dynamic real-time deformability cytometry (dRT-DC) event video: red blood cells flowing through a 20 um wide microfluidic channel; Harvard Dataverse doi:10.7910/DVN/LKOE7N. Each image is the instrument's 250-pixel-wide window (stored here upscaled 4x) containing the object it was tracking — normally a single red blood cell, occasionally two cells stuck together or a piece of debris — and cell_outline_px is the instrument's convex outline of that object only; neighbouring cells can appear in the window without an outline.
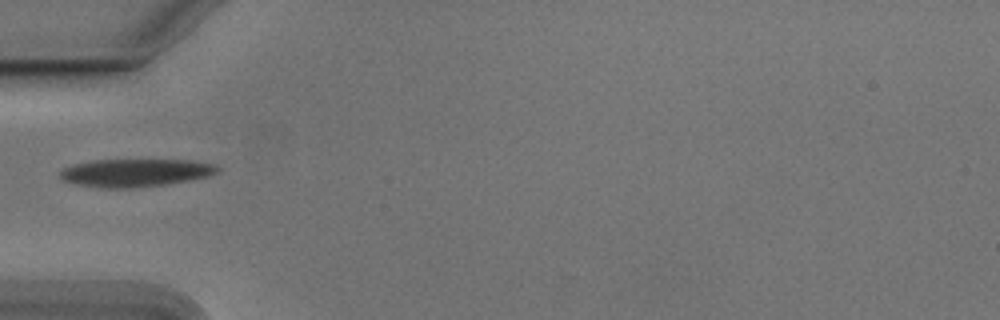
{"species": "Egyptian fruit bat (a non-hibernating species)", "species_latin": "Rousettus aegyptiacus", "temperature_condition": "cold", "stored_images_in_passage": 37, "camera_frame_rate_fps": 3000, "um_per_image_px": 0.085, "animal": {"sex": "male"}, "frame": {"image": 1, "passage_image": 1, "time_ms": 0.0, "image_size_px": [1000, 320], "cell_outline_px": [[220, 168], [216, 172], [208, 176], [192, 180], [168, 184], [136, 188], [100, 188], [76, 184], [64, 180], [60, 176], [60, 172], [64, 168], [72, 164], [92, 160], [188, 160], [216, 164]], "centroid_in_image_um": [11.52, 14.69], "position_along_channel_um": 73.5, "area_um2": 25.72}}
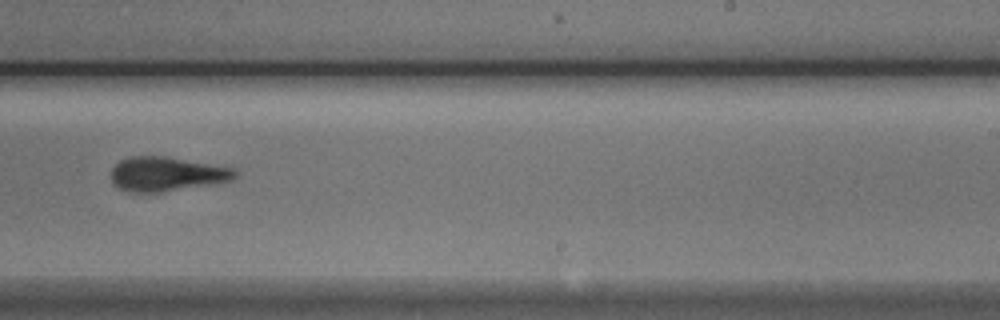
{"frame": {"image": 2, "passage_image": 17, "time_ms": 5.333, "image_size_px": [1000, 320], "cell_outline_px": [[240, 172], [232, 180], [160, 192], [128, 192], [112, 184], [112, 168], [120, 160], [132, 156], [164, 156], [236, 168]], "centroid_in_image_um": [14.17, 14.78], "position_along_channel_um": 274.8, "area_um2": 24.62}}
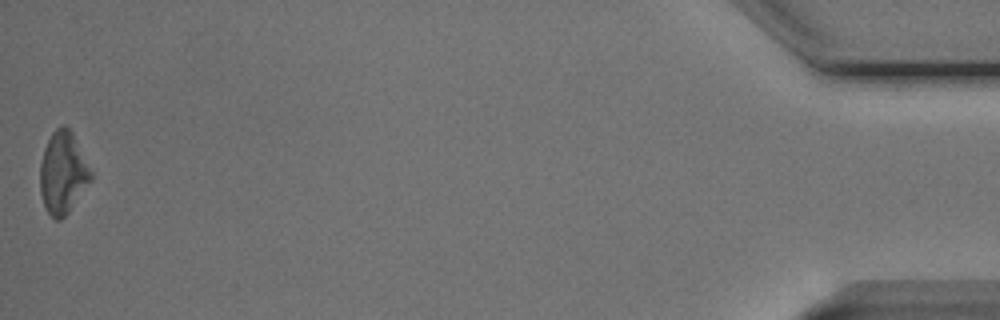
{"frame": {"image": 3, "passage_image": 37, "time_ms": 12.0, "image_size_px": [1000, 320], "cell_outline_px": [[92, 180], [68, 212], [60, 220], [56, 220], [48, 212], [44, 204], [40, 192], [40, 164], [44, 148], [52, 132], [56, 128], [64, 124], [72, 132], [92, 172]], "centroid_in_image_um": [5.34, 14.68], "position_along_channel_um": 429.9, "area_um2": 24.04}, "authors_computed_cell_mechanics": {"area_um2": 24.6228, "velocity_mm_per_s": 3.7697, "shape_relaxation_time_tau1_ms": 2.521, "shape_relaxation_time_tau2_ms": 3.1831, "deformation_change_tau1": 0.1227, "deformation_change_tau2": 0.1156}}